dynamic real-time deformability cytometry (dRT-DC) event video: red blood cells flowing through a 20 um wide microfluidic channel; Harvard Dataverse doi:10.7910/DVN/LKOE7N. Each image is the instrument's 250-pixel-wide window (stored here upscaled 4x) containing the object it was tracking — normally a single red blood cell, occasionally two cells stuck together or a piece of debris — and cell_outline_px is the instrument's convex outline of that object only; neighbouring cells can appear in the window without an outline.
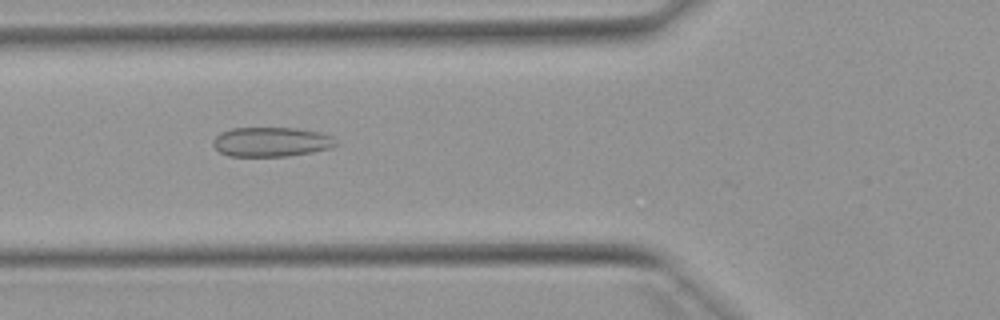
{"species": "Egyptian fruit bat (a non-hibernating species)", "species_latin": "Rousettus aegyptiacus", "temperature_condition": "warm", "stored_images_in_passage": 29, "camera_frame_rate_fps": 3000, "um_per_image_px": 0.085, "animal": {"sex": "female"}, "frame": {"image": 1, "passage_image": 19, "time_ms": 6.0, "image_size_px": [1000, 320], "cell_outline_px": [[340, 144], [332, 148], [312, 152], [288, 156], [228, 156], [220, 152], [212, 144], [216, 136], [220, 132], [232, 128], [296, 128], [320, 132], [332, 136]], "centroid_in_image_um": [23.1, 12.06], "position_along_channel_um": 102.7, "area_um2": 21.27}}
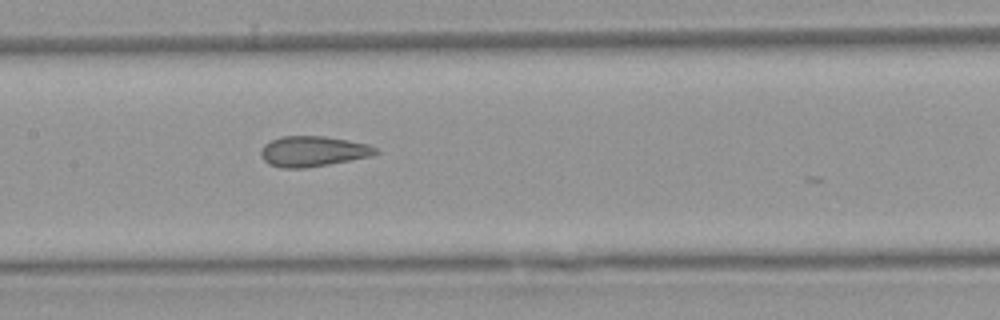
{"frame": {"image": 2, "passage_image": 25, "time_ms": 8.0, "image_size_px": [1000, 320], "cell_outline_px": [[380, 152], [372, 156], [328, 164], [304, 168], [280, 168], [268, 164], [260, 156], [260, 152], [264, 144], [280, 136], [324, 136], [348, 140], [368, 144], [376, 148]], "centroid_in_image_um": [26.59, 12.86], "position_along_channel_um": 180.8, "area_um2": 20.4}}
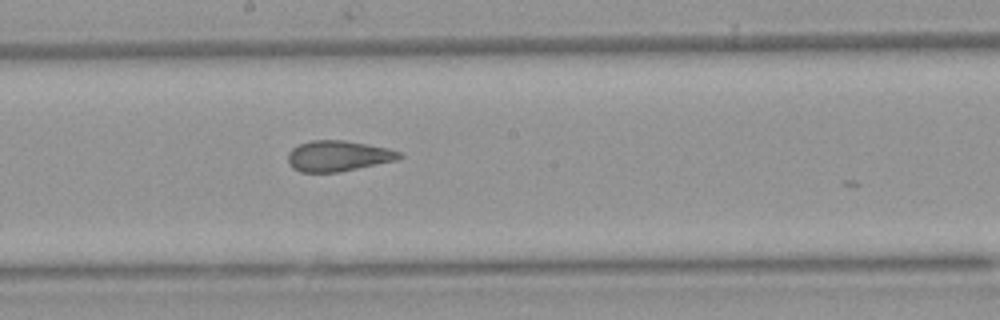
{"frame": {"image": 3, "passage_image": 28, "time_ms": 9.0, "image_size_px": [1000, 320], "cell_outline_px": [[404, 156], [396, 160], [340, 172], [300, 172], [292, 168], [288, 164], [288, 152], [292, 148], [300, 144], [312, 140], [344, 140], [368, 144], [388, 148], [400, 152]], "centroid_in_image_um": [28.72, 13.26], "position_along_channel_um": 219.5, "area_um2": 20.0}}